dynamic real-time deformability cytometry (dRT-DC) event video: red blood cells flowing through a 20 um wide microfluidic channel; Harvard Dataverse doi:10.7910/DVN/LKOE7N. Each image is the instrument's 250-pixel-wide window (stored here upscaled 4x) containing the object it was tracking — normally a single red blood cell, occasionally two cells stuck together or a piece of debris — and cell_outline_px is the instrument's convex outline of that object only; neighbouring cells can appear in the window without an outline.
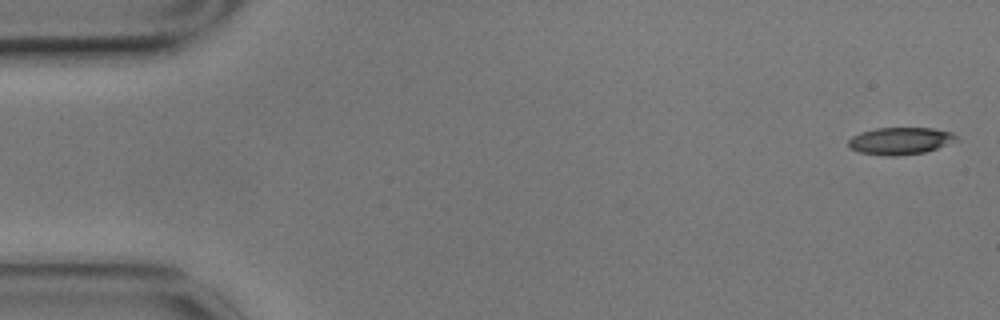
{"species": "common noctule bat (a hibernating species)", "species_latin": "Nyctalus noctula", "temperature_condition": "cold", "stored_images_in_passage": 56, "camera_frame_rate_fps": 3000, "um_per_image_px": 0.085, "animal": {"sex": "male", "body_mass_g": 17.9}, "frame": {"image": 1, "passage_image": 1, "time_ms": 0.0, "image_size_px": [1000, 320], "cell_outline_px": [[960, 140], [924, 152], [896, 156], [884, 156], [860, 152], [852, 148], [848, 144], [848, 140], [852, 136], [860, 132], [876, 128], [932, 128], [952, 132]], "centroid_in_image_um": [76.53, 11.97], "position_along_channel_um": 8.5, "area_um2": 17.05}}
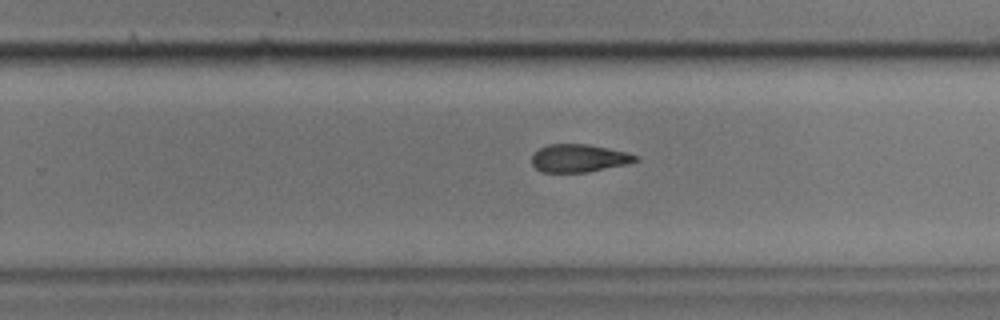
{"frame": {"image": 2, "passage_image": 35, "time_ms": 11.333, "image_size_px": [1000, 320], "cell_outline_px": [[640, 160], [628, 164], [588, 172], [540, 172], [532, 164], [532, 156], [540, 148], [548, 144], [588, 144], [628, 152], [640, 156]], "centroid_in_image_um": [49.26, 13.45], "position_along_channel_um": 280.5, "area_um2": 16.99}}
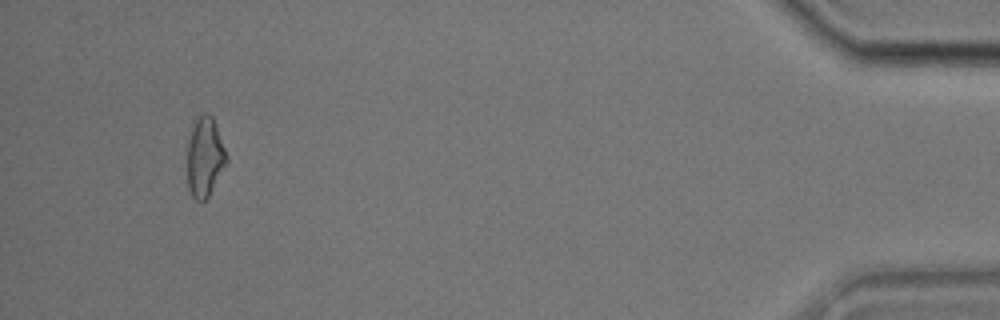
{"frame": {"image": 3, "passage_image": 53, "time_ms": 17.333, "image_size_px": [1000, 320], "cell_outline_px": [[228, 160], [208, 196], [204, 200], [196, 200], [192, 196], [188, 188], [188, 144], [192, 128], [196, 116], [204, 112], [208, 112], [212, 116], [228, 156]], "centroid_in_image_um": [17.41, 13.31], "position_along_channel_um": 417.8, "area_um2": 17.98}, "authors_computed_cell_mechanics": {"area_um2": 17.918, "velocity_mm_per_s": 3.5022, "shape_relaxation_time_tau1_ms": null, "shape_relaxation_time_tau2_ms": 4.7629, "deformation_change_tau1": null, "deformation_change_tau2": 0.1309}}